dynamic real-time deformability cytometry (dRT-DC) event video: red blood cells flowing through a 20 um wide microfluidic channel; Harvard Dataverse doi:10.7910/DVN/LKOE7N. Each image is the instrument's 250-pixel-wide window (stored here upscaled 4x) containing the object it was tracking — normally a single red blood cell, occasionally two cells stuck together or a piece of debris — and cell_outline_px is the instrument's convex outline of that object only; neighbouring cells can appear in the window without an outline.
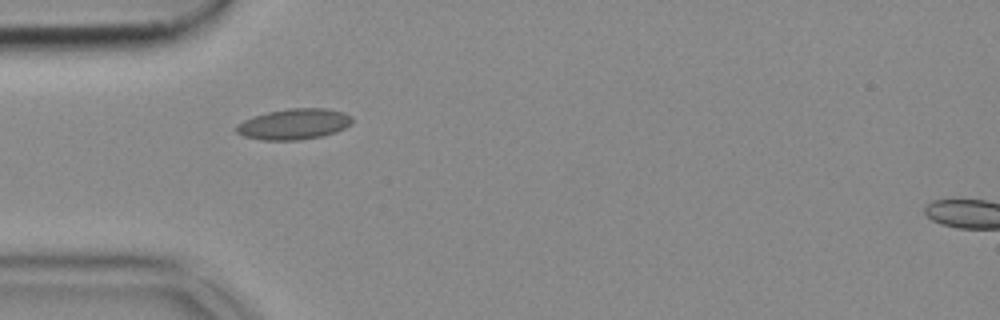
{"species": "common noctule bat (a hibernating species)", "species_latin": "Nyctalus noctula", "temperature_condition": "cold", "stored_images_in_passage": 38, "camera_frame_rate_fps": 3000, "um_per_image_px": 0.085, "animal": {"sex": "female", "body_mass_g": 18.4}, "frame": {"image": 1, "passage_image": 1, "time_ms": 0.0, "image_size_px": [1000, 320], "cell_outline_px": [[352, 124], [336, 132], [320, 136], [300, 140], [260, 140], [244, 136], [236, 132], [236, 124], [252, 116], [268, 112], [288, 108], [324, 108], [344, 112], [352, 116]], "centroid_in_image_um": [24.98, 10.54], "position_along_channel_um": 60.0, "area_um2": 20.87}}
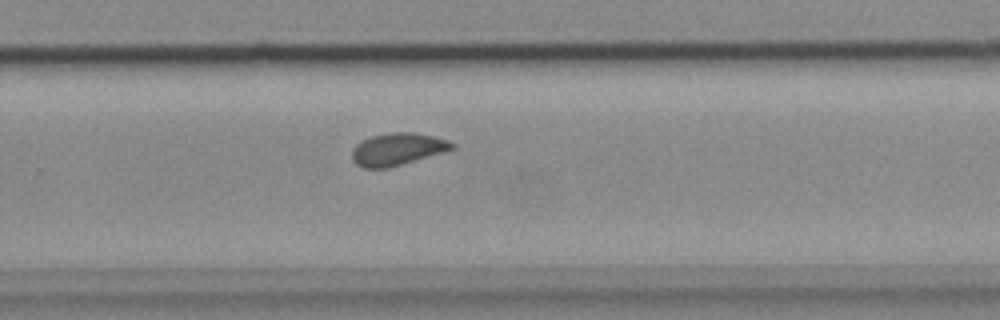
{"frame": {"image": 2, "passage_image": 20, "time_ms": 6.333, "image_size_px": [1000, 320], "cell_outline_px": [[456, 148], [388, 168], [364, 168], [356, 164], [352, 160], [352, 148], [360, 140], [368, 136], [388, 132], [416, 132], [448, 140], [456, 144]], "centroid_in_image_um": [33.75, 12.66], "position_along_channel_um": 296.1, "area_um2": 19.02}}
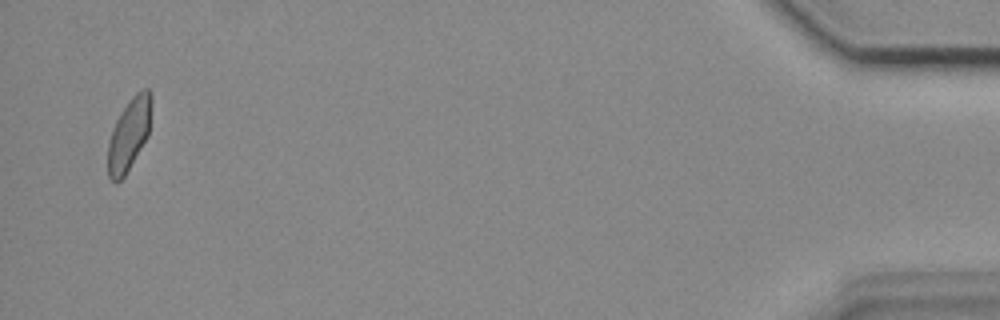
{"frame": {"image": 3, "passage_image": 37, "time_ms": 12.0, "image_size_px": [1000, 320], "cell_outline_px": [[152, 104], [148, 136], [124, 176], [116, 184], [108, 176], [108, 140], [112, 128], [116, 120], [128, 100], [136, 92], [144, 88], [148, 88], [152, 92]], "centroid_in_image_um": [10.98, 11.37], "position_along_channel_um": 424.2, "area_um2": 18.44}}